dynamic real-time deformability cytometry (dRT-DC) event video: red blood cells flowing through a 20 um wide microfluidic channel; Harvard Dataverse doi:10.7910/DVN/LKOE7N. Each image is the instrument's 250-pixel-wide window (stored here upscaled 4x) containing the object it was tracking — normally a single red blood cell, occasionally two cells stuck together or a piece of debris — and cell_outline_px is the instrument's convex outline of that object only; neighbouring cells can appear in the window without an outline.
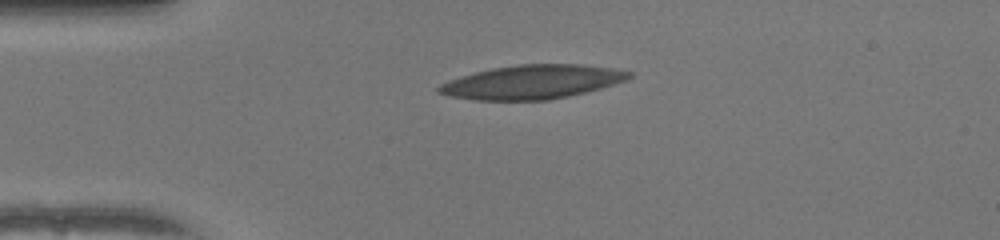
{"species": "human", "species_latin": "Homo sapiens", "temperature_condition": "warm", "stored_images_in_passage": 41, "camera_frame_rate_fps": 3000, "um_per_image_px": 0.085, "donor": {"sex": "female"}, "frame": {"image": 1, "passage_image": 1, "time_ms": 0.0, "image_size_px": [1000, 240], "cell_outline_px": [[632, 76], [628, 80], [600, 88], [568, 96], [548, 100], [472, 100], [448, 96], [436, 92], [436, 88], [440, 84], [448, 80], [476, 72], [492, 68], [520, 64], [576, 64], [612, 68], [632, 72]], "centroid_in_image_um": [45.2, 6.97], "position_along_channel_um": 39.8, "area_um2": 37.51}}
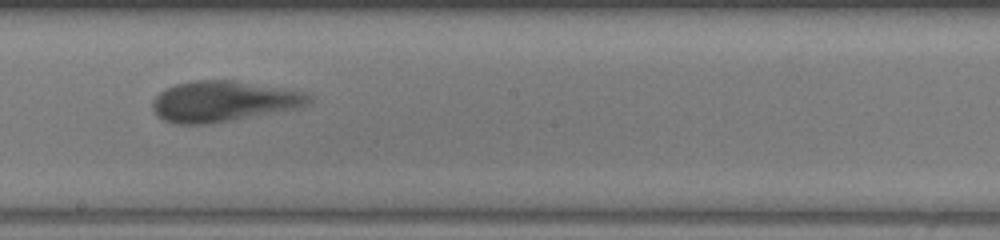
{"frame": {"image": 2, "passage_image": 18, "time_ms": 5.667, "image_size_px": [1000, 240], "cell_outline_px": [[312, 100], [308, 104], [300, 108], [212, 124], [172, 124], [156, 116], [152, 108], [152, 100], [164, 88], [176, 84], [196, 80], [236, 80], [308, 92], [312, 96]], "centroid_in_image_um": [19.0, 8.62], "position_along_channel_um": 229.2, "area_um2": 37.74}}
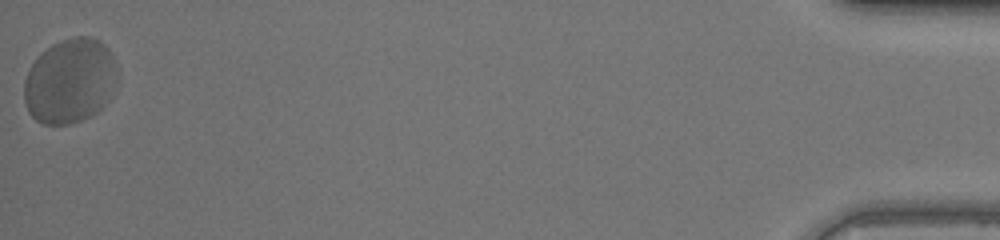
{"frame": {"image": 3, "passage_image": 41, "time_ms": 13.333, "image_size_px": [1000, 240], "cell_outline_px": [[116, 64], [104, 104], [96, 112], [80, 120], [68, 124], [44, 124], [36, 120], [28, 112], [24, 100], [24, 84], [28, 72], [32, 64], [52, 44], [60, 40], [72, 36], [92, 36], [100, 40], [108, 48], [116, 60]], "centroid_in_image_um": [5.89, 6.85], "position_along_channel_um": 429.3, "area_um2": 45.03}, "authors_computed_cell_mechanics": {"area_um2": 38.2058, "velocity_mm_per_s": 3.9034, "shape_relaxation_time_tau1_ms": 3.4676, "shape_relaxation_time_tau2_ms": 0.9116, "deformation_change_tau1": 0.1588, "deformation_change_tau2": 0.0856}}